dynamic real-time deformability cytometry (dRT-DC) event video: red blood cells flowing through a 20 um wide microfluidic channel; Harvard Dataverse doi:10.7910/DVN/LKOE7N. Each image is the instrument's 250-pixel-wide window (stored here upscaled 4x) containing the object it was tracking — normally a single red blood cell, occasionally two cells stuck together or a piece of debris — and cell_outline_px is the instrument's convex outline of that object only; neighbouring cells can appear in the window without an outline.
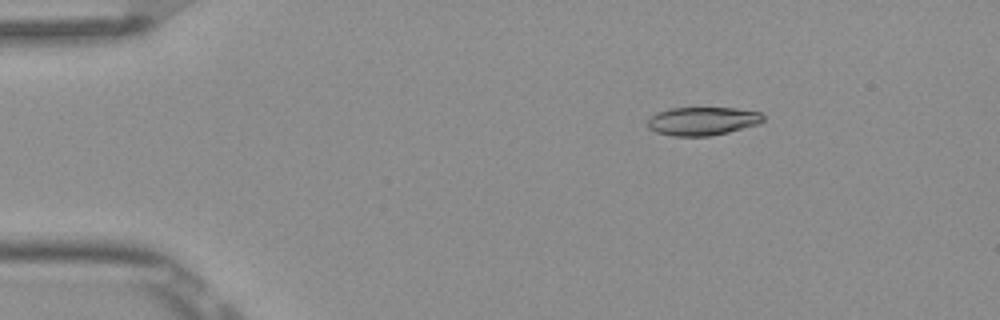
{"species": "Egyptian fruit bat (a non-hibernating species)", "species_latin": "Rousettus aegyptiacus", "temperature_condition": "room temperature", "stored_images_in_passage": 3, "camera_frame_rate_fps": 3000, "um_per_image_px": 0.085, "frame": {"image": 1, "passage_image": 1, "time_ms": 0.0, "image_size_px": [1000, 320], "cell_outline_px": [[764, 120], [760, 124], [728, 132], [708, 136], [672, 136], [656, 132], [648, 128], [648, 120], [656, 112], [672, 108], [736, 108], [760, 112], [764, 116]], "centroid_in_image_um": [59.73, 10.29], "position_along_channel_um": 25.3, "area_um2": 19.13}}